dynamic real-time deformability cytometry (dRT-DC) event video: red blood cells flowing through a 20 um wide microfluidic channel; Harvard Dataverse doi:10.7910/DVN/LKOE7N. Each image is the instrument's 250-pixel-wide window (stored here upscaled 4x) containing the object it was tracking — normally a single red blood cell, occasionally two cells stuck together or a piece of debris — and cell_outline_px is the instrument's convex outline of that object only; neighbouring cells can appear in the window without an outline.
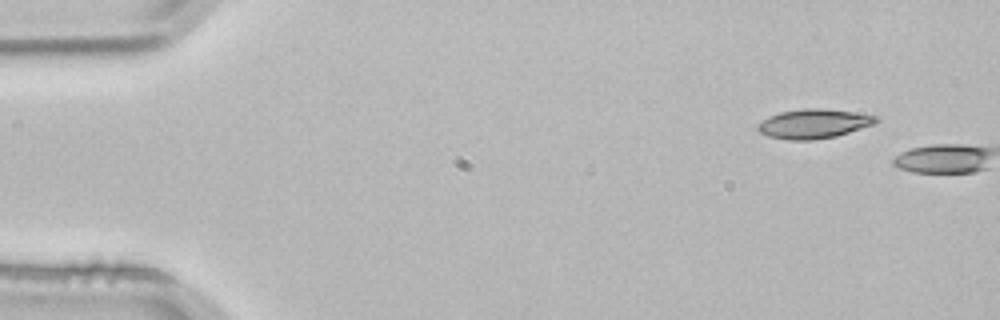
{"species": "common noctule bat (a hibernating species)", "species_latin": "Nyctalus noctula", "temperature_condition": "room temperature", "stored_images_in_passage": 2, "camera_frame_rate_fps": 3000, "um_per_image_px": 0.085, "animal": {"sex": "male", "body_mass_g": 21.5, "forearm_length_mm": 52.0}, "frame": {"image": 1, "passage_image": 1, "time_ms": 0.0, "image_size_px": [1000, 320], "cell_outline_px": [[880, 120], [876, 124], [836, 136], [812, 140], [788, 140], [768, 136], [760, 132], [756, 128], [756, 124], [780, 112], [804, 108], [820, 108], [852, 112], [876, 116]], "centroid_in_image_um": [69.18, 10.52], "position_along_channel_um": 15.8, "area_um2": 20.11}}